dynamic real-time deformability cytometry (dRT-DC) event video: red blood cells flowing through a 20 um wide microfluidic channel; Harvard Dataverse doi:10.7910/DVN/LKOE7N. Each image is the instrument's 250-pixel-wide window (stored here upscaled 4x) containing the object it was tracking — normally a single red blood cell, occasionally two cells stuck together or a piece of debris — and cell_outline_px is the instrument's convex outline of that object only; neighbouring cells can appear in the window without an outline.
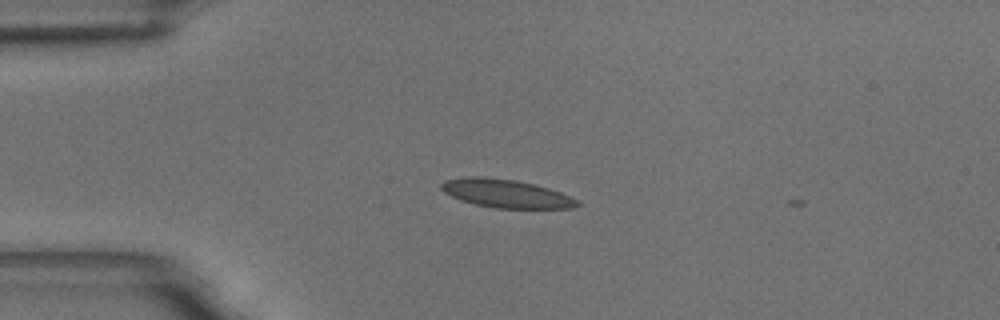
{"species": "common noctule bat (a hibernating species)", "species_latin": "Nyctalus noctula", "temperature_condition": "room temperature", "stored_images_in_passage": 2, "camera_frame_rate_fps": 3000, "um_per_image_px": 0.085, "animal": {"sex": "male", "body_mass_g": 18.8}, "frame": {"image": 1, "passage_image": 1, "time_ms": 0.0, "image_size_px": [1000, 320], "cell_outline_px": [[580, 204], [572, 208], [496, 208], [476, 204], [460, 200], [444, 192], [440, 188], [440, 184], [444, 180], [464, 176], [484, 176], [516, 180], [548, 188], [560, 192], [576, 200]], "centroid_in_image_um": [42.94, 16.43], "position_along_channel_um": 42.1, "area_um2": 22.31}}